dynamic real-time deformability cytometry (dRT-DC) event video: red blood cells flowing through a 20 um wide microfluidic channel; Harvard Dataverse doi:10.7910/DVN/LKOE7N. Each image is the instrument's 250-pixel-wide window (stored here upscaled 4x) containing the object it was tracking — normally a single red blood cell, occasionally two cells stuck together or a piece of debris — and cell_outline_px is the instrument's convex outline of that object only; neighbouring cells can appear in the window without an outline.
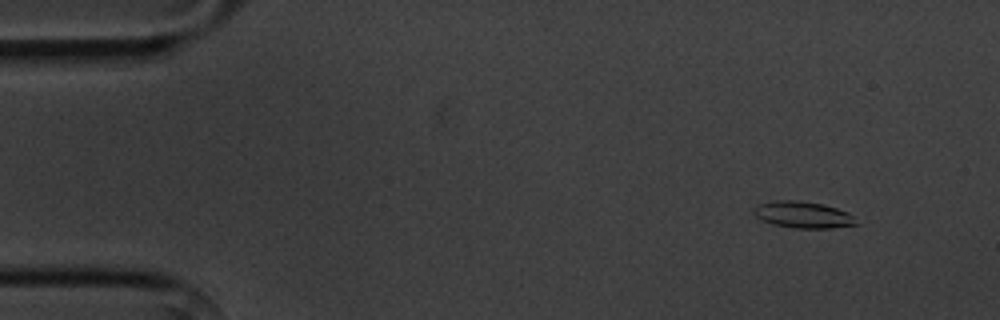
{"species": "common noctule bat (a hibernating species)", "species_latin": "Nyctalus noctula", "temperature_condition": "cold", "stored_images_in_passage": 5, "camera_frame_rate_fps": 3000, "um_per_image_px": 0.085, "animal": {"sex": "male", "body_mass_g": 20.1, "forearm_length_mm": 53.5}, "frame": {"image": 1, "passage_image": 2, "time_ms": 1.333, "image_size_px": [1000, 320], "cell_outline_px": [[856, 224], [832, 228], [796, 228], [772, 224], [756, 216], [752, 212], [752, 208], [756, 204], [780, 200], [800, 200], [824, 204], [848, 212], [852, 216]], "centroid_in_image_um": [68.21, 18.24], "position_along_channel_um": 16.8, "area_um2": 15.78}}